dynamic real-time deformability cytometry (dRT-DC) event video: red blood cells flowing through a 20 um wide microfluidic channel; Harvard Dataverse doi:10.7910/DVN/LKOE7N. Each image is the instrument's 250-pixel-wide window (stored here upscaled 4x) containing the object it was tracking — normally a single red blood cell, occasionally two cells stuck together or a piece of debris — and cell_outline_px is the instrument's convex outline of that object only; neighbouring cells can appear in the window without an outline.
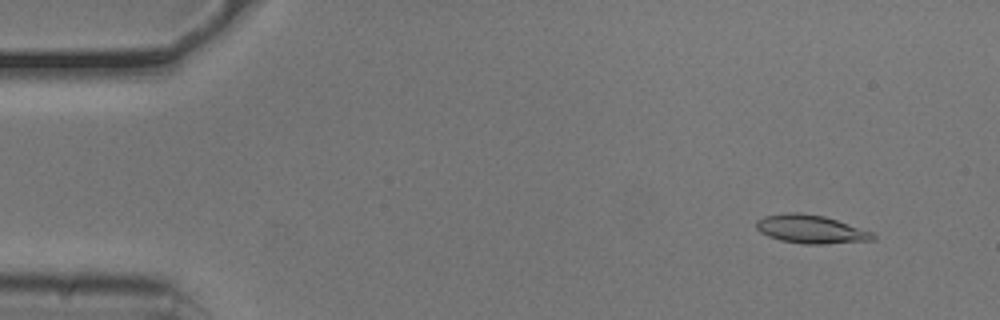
{"species": "common noctule bat (a hibernating species)", "species_latin": "Nyctalus noctula", "temperature_condition": "cold", "stored_images_in_passage": 53, "camera_frame_rate_fps": 3000, "um_per_image_px": 0.085, "animal": {"sex": "male", "body_mass_g": 20.5, "forearm_length_mm": 52.5}, "frame": {"image": 1, "passage_image": 5, "time_ms": 1.333, "image_size_px": [1000, 320], "cell_outline_px": [[876, 240], [824, 244], [804, 244], [780, 240], [768, 236], [760, 232], [756, 228], [756, 220], [764, 216], [788, 212], [800, 212], [824, 216], [872, 232], [876, 236]], "centroid_in_image_um": [68.9, 19.48], "position_along_channel_um": 16.1, "area_um2": 19.31}}
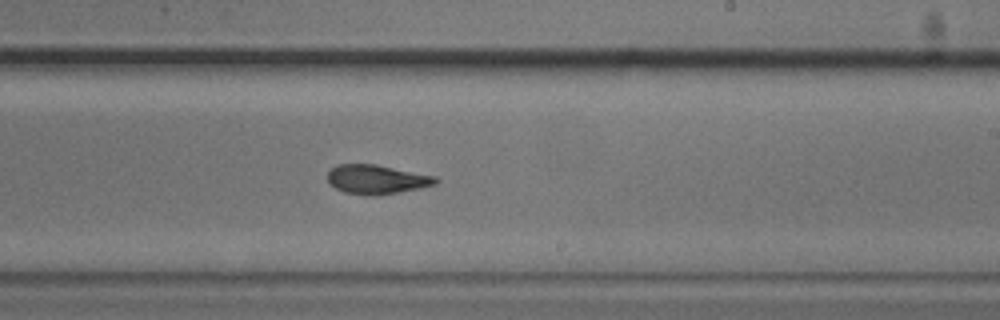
{"frame": {"image": 2, "passage_image": 32, "time_ms": 10.333, "image_size_px": [1000, 320], "cell_outline_px": [[440, 180], [436, 184], [420, 188], [396, 192], [368, 196], [344, 192], [328, 184], [328, 172], [332, 168], [340, 164], [376, 164], [436, 176]], "centroid_in_image_um": [32.02, 15.24], "position_along_channel_um": 257.0, "area_um2": 18.32}}
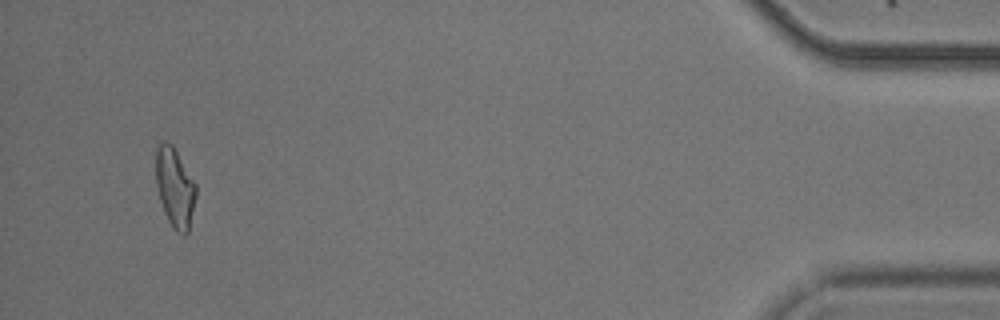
{"frame": {"image": 3, "passage_image": 51, "time_ms": 16.667, "image_size_px": [1000, 320], "cell_outline_px": [[196, 196], [188, 232], [184, 236], [176, 232], [172, 228], [164, 212], [156, 188], [156, 148], [164, 140], [172, 144], [196, 184]], "centroid_in_image_um": [14.86, 15.97], "position_along_channel_um": 420.3, "area_um2": 18.61}, "authors_computed_cell_mechanics": {"area_um2": 18.3804, "velocity_mm_per_s": 3.7856, "shape_relaxation_time_tau1_ms": 3.4901, "shape_relaxation_time_tau2_ms": 2.7337, "deformation_change_tau1": 0.1345, "deformation_change_tau2": 0.0947}}